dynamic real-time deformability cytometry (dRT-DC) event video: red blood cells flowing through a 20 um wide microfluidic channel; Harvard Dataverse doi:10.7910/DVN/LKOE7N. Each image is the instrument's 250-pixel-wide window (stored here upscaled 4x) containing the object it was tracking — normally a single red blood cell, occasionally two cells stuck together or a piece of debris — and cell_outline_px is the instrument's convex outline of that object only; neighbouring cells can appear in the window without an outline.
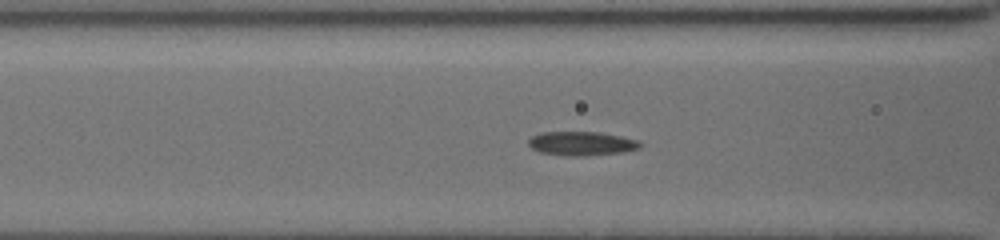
{"species": "common noctule bat (a hibernating species)", "species_latin": "Nyctalus noctula", "temperature_condition": "cold", "stored_images_in_passage": 44, "camera_frame_rate_fps": 3000, "um_per_image_px": 0.085, "animal": {"sex": "female", "body_mass_g": 19.5, "forearm_length_mm": 54.1}, "frame": {"image": 1, "passage_image": 12, "time_ms": 3.667, "image_size_px": [1000, 240], "cell_outline_px": [[644, 144], [640, 148], [624, 152], [588, 156], [568, 156], [540, 152], [532, 148], [528, 144], [528, 140], [532, 136], [540, 132], [600, 132], [640, 140]], "centroid_in_image_um": [49.48, 12.2], "position_along_channel_um": 117.1, "area_um2": 15.84}}
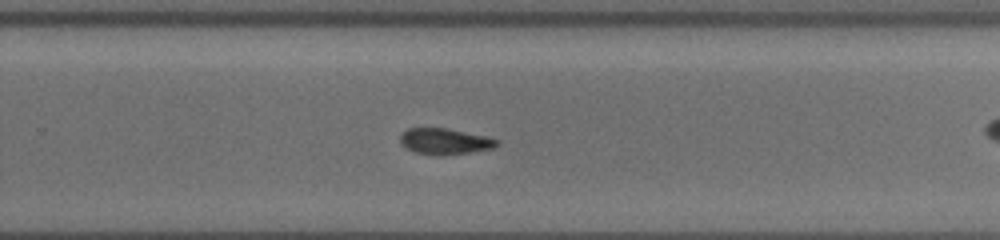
{"frame": {"image": 2, "passage_image": 26, "time_ms": 8.333, "image_size_px": [1000, 240], "cell_outline_px": [[500, 144], [492, 148], [472, 152], [444, 156], [440, 156], [416, 152], [400, 144], [400, 136], [408, 128], [448, 128], [488, 136], [500, 140]], "centroid_in_image_um": [37.86, 12.02], "position_along_channel_um": 291.9, "area_um2": 14.85}}
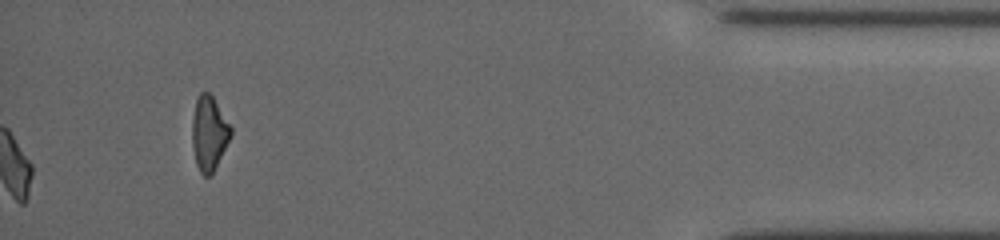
{"frame": {"image": 3, "passage_image": 44, "time_ms": 14.333, "image_size_px": [1000, 240], "cell_outline_px": [[232, 132], [212, 172], [208, 176], [204, 176], [200, 172], [196, 164], [192, 144], [192, 120], [196, 100], [200, 92], [208, 92], [212, 96], [232, 128]], "centroid_in_image_um": [17.74, 11.3], "position_along_channel_um": 417.5, "area_um2": 16.24}, "authors_computed_cell_mechanics": {"area_um2": 15.1147, "velocity_mm_per_s": 3.7627, "shape_relaxation_time_tau1_ms": 7.3064, "shape_relaxation_time_tau2_ms": 4.3084, "deformation_change_tau1": 0.1484, "deformation_change_tau2": 0.0826}}